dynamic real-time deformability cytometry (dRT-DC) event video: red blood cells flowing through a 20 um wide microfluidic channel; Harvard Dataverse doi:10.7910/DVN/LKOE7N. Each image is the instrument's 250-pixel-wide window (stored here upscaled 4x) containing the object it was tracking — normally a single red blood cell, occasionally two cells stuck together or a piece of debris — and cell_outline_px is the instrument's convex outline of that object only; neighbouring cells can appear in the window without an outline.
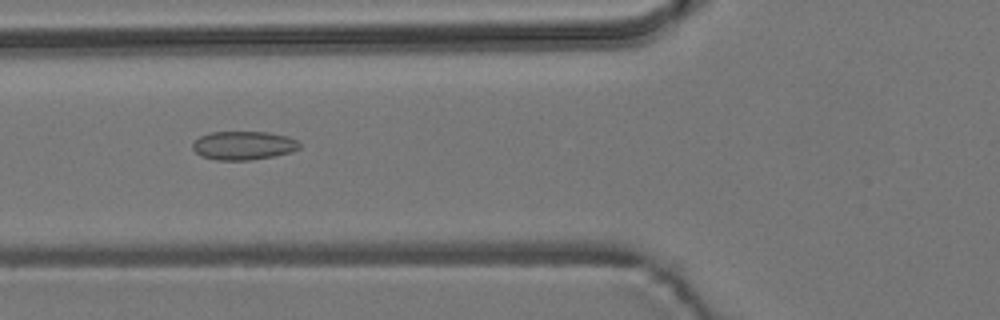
{"species": "common noctule bat (a hibernating species)", "species_latin": "Nyctalus noctula", "temperature_condition": "room temperature", "stored_images_in_passage": 8, "camera_frame_rate_fps": 3000, "um_per_image_px": 0.085, "animal": {"sex": "male", "body_mass_g": 19.2, "forearm_length_mm": 51.8}, "frame": {"image": 1, "passage_image": 3, "time_ms": 3.0, "image_size_px": [1000, 320], "cell_outline_px": [[300, 148], [292, 152], [272, 156], [248, 160], [216, 160], [200, 156], [192, 148], [192, 144], [200, 136], [212, 132], [268, 132], [288, 136], [296, 140], [300, 144]], "centroid_in_image_um": [20.69, 12.36], "position_along_channel_um": 105.1, "area_um2": 17.8}}
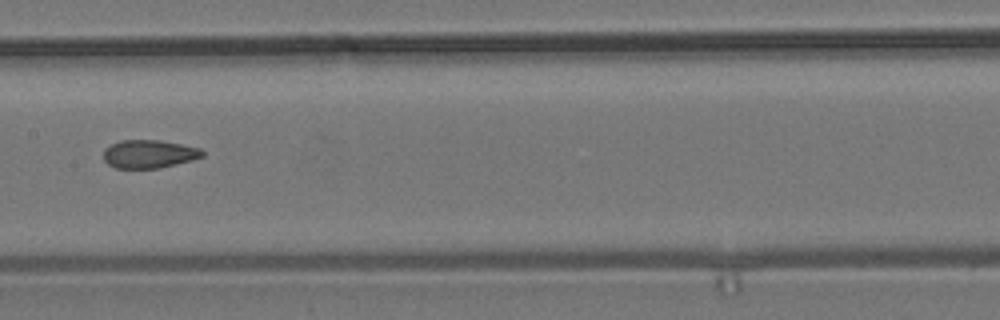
{"frame": {"image": 2, "passage_image": 5, "time_ms": 5.333, "image_size_px": [1000, 320], "cell_outline_px": [[204, 156], [192, 160], [160, 168], [116, 168], [108, 164], [104, 160], [104, 148], [120, 140], [160, 140], [200, 148], [204, 152]], "centroid_in_image_um": [12.66, 13.09], "position_along_channel_um": 194.7, "area_um2": 16.24}}
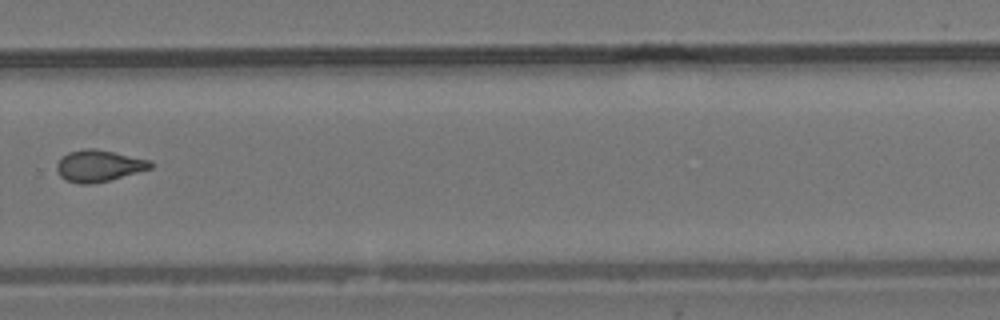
{"frame": {"image": 3, "passage_image": 8, "time_ms": 8.667, "image_size_px": [1000, 320], "cell_outline_px": [[152, 168], [108, 180], [88, 184], [80, 184], [68, 180], [60, 176], [56, 168], [56, 164], [68, 152], [84, 148], [96, 148], [152, 160]], "centroid_in_image_um": [8.41, 14.07], "position_along_channel_um": 321.4, "area_um2": 17.11}}